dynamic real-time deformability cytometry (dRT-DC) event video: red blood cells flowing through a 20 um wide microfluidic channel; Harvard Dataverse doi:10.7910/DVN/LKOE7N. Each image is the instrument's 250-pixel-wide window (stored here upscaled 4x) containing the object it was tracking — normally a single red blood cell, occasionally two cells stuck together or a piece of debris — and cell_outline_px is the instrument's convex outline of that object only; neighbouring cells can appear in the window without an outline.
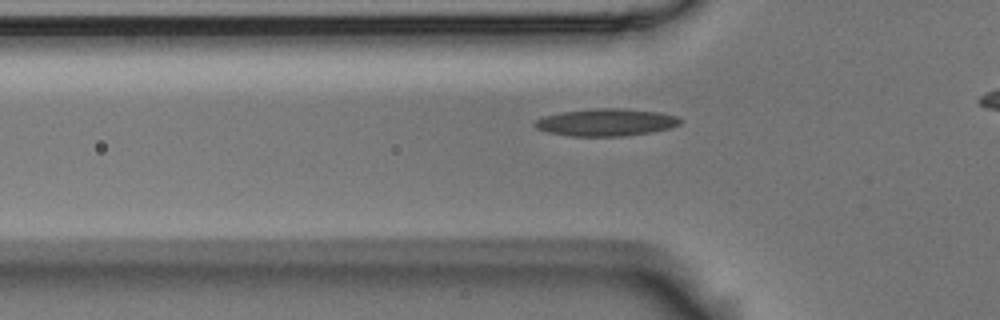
{"species": "Egyptian fruit bat (a non-hibernating species)", "species_latin": "Rousettus aegyptiacus", "temperature_condition": "room temperature", "stored_images_in_passage": 40, "camera_frame_rate_fps": 3000, "um_per_image_px": 0.085, "animal": {"sex": "male"}, "frame": {"image": 1, "passage_image": 10, "time_ms": 3.0, "image_size_px": [1000, 320], "cell_outline_px": [[684, 120], [680, 124], [672, 128], [652, 132], [624, 136], [568, 136], [548, 132], [536, 128], [532, 124], [536, 120], [544, 116], [560, 112], [592, 108], [620, 108], [660, 112], [676, 116]], "centroid_in_image_um": [51.54, 10.4], "position_along_channel_um": 74.3, "area_um2": 23.41}}
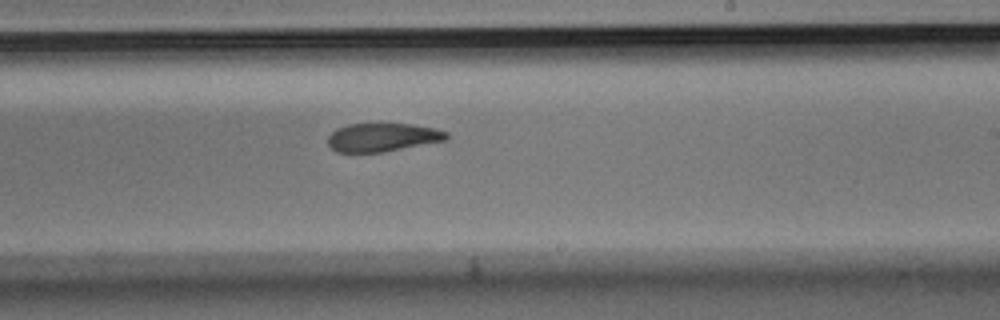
{"frame": {"image": 2, "passage_image": 25, "time_ms": 8.0, "image_size_px": [1000, 320], "cell_outline_px": [[448, 140], [384, 152], [336, 152], [328, 144], [328, 136], [336, 128], [348, 124], [380, 120], [412, 124], [436, 128], [448, 132]], "centroid_in_image_um": [32.53, 11.62], "position_along_channel_um": 256.5, "area_um2": 20.69}}
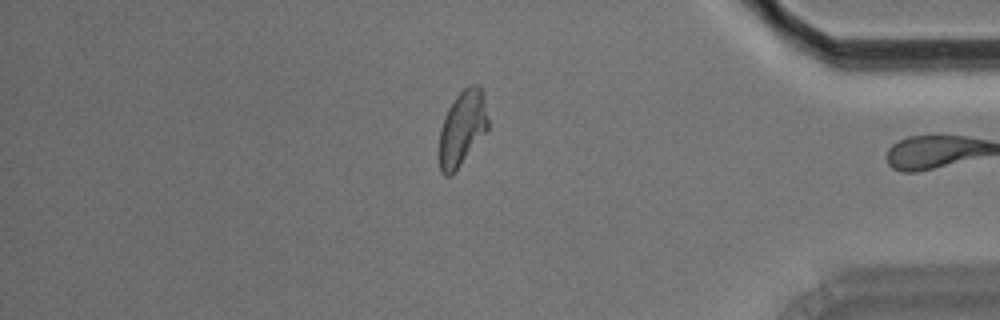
{"frame": {"image": 3, "passage_image": 39, "time_ms": 12.667, "image_size_px": [1000, 320], "cell_outline_px": [[488, 128], [452, 176], [444, 176], [440, 172], [440, 128], [448, 108], [456, 96], [464, 88], [472, 84], [480, 84], [484, 92], [488, 120]], "centroid_in_image_um": [39.3, 10.87], "position_along_channel_um": 395.9, "area_um2": 21.27}, "authors_computed_cell_mechanics": {"area_um2": 21.2993, "velocity_mm_per_s": 3.6292, "shape_relaxation_time_tau1_ms": 6.1341, "shape_relaxation_time_tau2_ms": 2.6223, "deformation_change_tau1": 0.1707, "deformation_change_tau2": 0.0983}}